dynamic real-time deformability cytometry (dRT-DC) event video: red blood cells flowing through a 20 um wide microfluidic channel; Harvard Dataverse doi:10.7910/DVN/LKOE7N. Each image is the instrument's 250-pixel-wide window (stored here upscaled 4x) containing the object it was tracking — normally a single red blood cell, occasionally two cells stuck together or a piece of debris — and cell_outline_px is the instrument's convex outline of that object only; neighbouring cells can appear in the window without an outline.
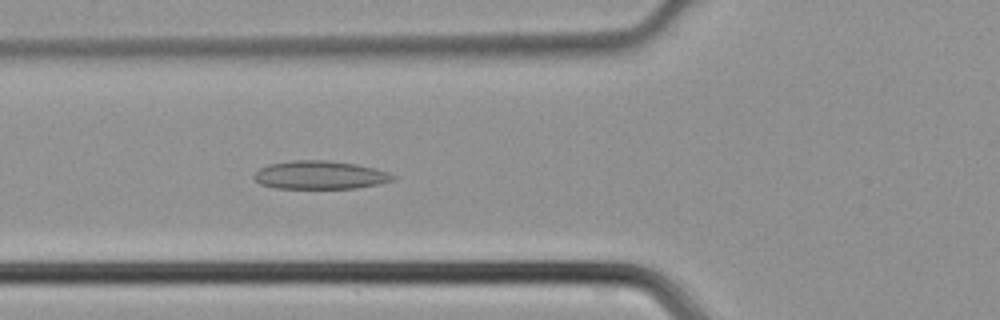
{"species": "common noctule bat (a hibernating species)", "species_latin": "Nyctalus noctula", "temperature_condition": "cold", "stored_images_in_passage": 45, "camera_frame_rate_fps": 3000, "um_per_image_px": 0.085, "animal": {"sex": "male", "body_mass_g": 21.5, "forearm_length_mm": 52.0}, "frame": {"image": 1, "passage_image": 16, "time_ms": 5.0, "image_size_px": [1000, 320], "cell_outline_px": [[396, 176], [392, 180], [376, 184], [356, 188], [276, 188], [260, 184], [252, 176], [260, 168], [268, 164], [292, 160], [328, 160], [356, 164], [388, 172]], "centroid_in_image_um": [27.15, 14.87], "position_along_channel_um": 98.6, "area_um2": 22.72}}
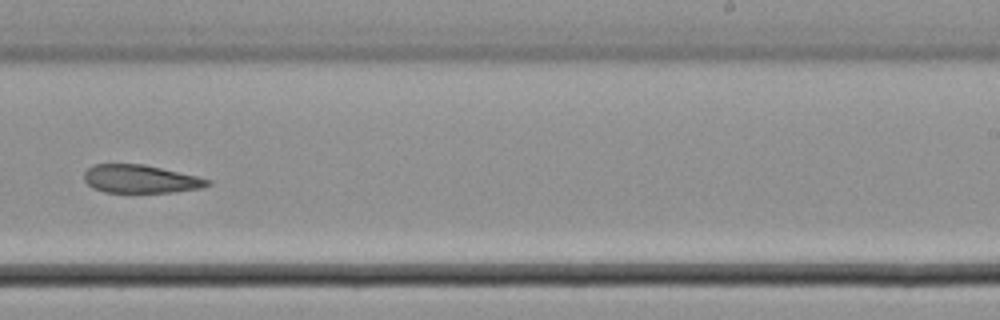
{"frame": {"image": 2, "passage_image": 28, "time_ms": 9.0, "image_size_px": [1000, 320], "cell_outline_px": [[212, 184], [200, 188], [172, 192], [104, 192], [92, 188], [84, 180], [84, 172], [88, 168], [96, 164], [144, 164], [196, 176], [212, 180]], "centroid_in_image_um": [11.93, 15.21], "position_along_channel_um": 277.1, "area_um2": 20.17}}
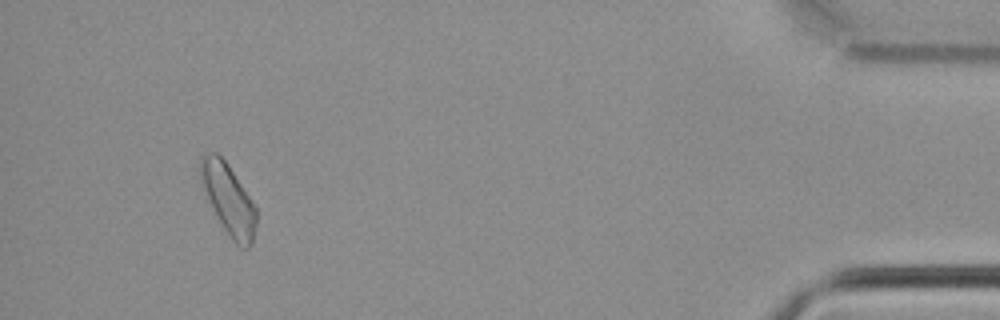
{"frame": {"image": 3, "passage_image": 42, "time_ms": 13.667, "image_size_px": [1000, 320], "cell_outline_px": [[256, 224], [252, 244], [248, 248], [240, 248], [228, 236], [200, 180], [200, 156], [208, 152], [216, 152], [228, 164], [256, 208]], "centroid_in_image_um": [19.43, 16.94], "position_along_channel_um": 415.8, "area_um2": 22.25}}